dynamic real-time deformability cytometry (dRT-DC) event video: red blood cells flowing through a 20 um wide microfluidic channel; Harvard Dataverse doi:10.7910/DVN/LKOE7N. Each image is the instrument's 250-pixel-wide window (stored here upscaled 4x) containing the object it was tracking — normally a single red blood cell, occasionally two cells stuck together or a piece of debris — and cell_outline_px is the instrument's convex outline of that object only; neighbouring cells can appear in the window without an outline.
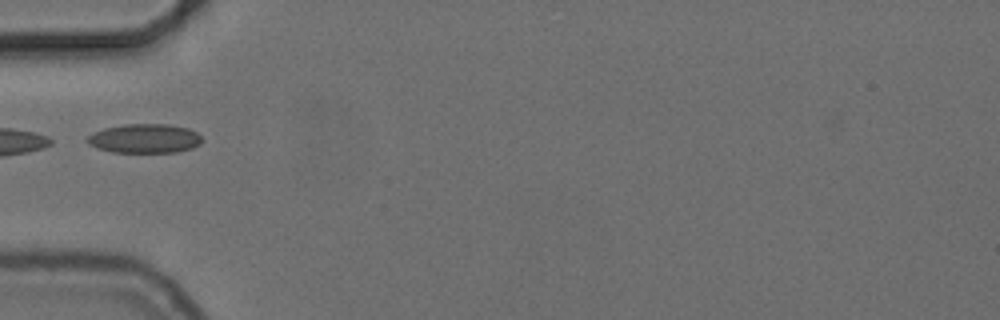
{"species": "common noctule bat (a hibernating species)", "species_latin": "Nyctalus noctula", "temperature_condition": "cold", "stored_images_in_passage": 16, "camera_frame_rate_fps": 3000, "um_per_image_px": 0.085, "animal": {"sex": "female", "body_mass_g": 24.6, "forearm_length_mm": 56.2}, "frame": {"image": 1, "passage_image": 1, "time_ms": 0.0, "image_size_px": [1000, 320], "cell_outline_px": [[204, 140], [200, 144], [192, 148], [176, 152], [112, 152], [96, 148], [88, 144], [84, 140], [88, 136], [104, 128], [124, 124], [168, 124], [188, 128], [196, 132]], "centroid_in_image_um": [12.29, 11.77], "position_along_channel_um": 72.7, "area_um2": 19.59}}